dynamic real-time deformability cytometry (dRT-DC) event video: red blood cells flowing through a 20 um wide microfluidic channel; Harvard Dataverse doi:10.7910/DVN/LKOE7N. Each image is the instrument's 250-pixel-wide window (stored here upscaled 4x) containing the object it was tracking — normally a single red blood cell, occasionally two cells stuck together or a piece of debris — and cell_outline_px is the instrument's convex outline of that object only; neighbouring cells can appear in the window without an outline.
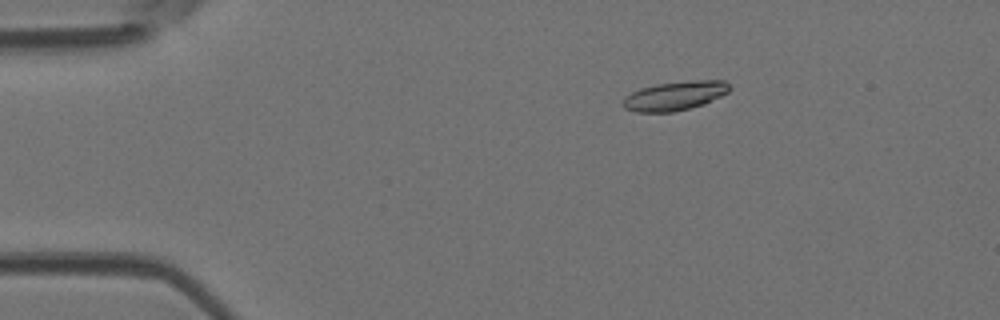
{"species": "Egyptian fruit bat (a non-hibernating species)", "species_latin": "Rousettus aegyptiacus", "temperature_condition": "room temperature", "stored_images_in_passage": 7, "camera_frame_rate_fps": 3000, "um_per_image_px": 0.085, "animal": {"sex": "female"}, "frame": {"image": 1, "passage_image": 1, "time_ms": 0.0, "image_size_px": [1000, 320], "cell_outline_px": [[732, 88], [728, 92], [704, 104], [672, 112], [636, 112], [624, 108], [624, 96], [640, 88], [656, 84], [692, 80], [724, 80]], "centroid_in_image_um": [57.37, 8.13], "position_along_channel_um": 27.6, "area_um2": 17.98}}
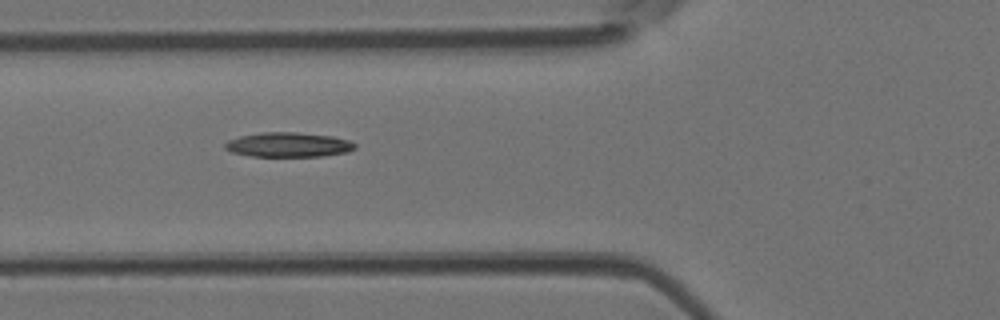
{"frame": {"image": 2, "passage_image": 4, "time_ms": 1.0, "image_size_px": [1000, 320], "cell_outline_px": [[356, 148], [348, 152], [324, 156], [252, 156], [232, 152], [224, 148], [224, 144], [228, 140], [240, 136], [260, 132], [296, 132], [332, 136], [348, 140], [356, 144]], "centroid_in_image_um": [24.52, 12.3], "position_along_channel_um": 101.3, "area_um2": 18.67}}
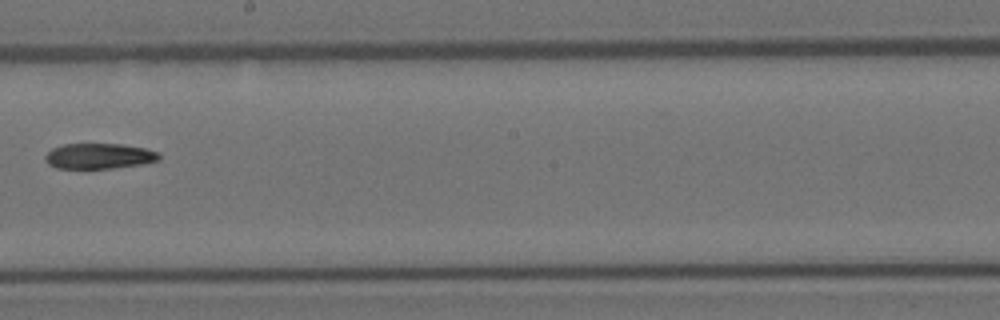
{"frame": {"image": 3, "passage_image": 7, "time_ms": 2.0, "image_size_px": [1000, 320], "cell_outline_px": [[160, 160], [140, 164], [112, 168], [56, 168], [48, 164], [44, 156], [52, 148], [64, 144], [120, 144], [144, 148], [160, 152]], "centroid_in_image_um": [8.42, 13.26], "position_along_channel_um": 239.8, "area_um2": 16.82}}